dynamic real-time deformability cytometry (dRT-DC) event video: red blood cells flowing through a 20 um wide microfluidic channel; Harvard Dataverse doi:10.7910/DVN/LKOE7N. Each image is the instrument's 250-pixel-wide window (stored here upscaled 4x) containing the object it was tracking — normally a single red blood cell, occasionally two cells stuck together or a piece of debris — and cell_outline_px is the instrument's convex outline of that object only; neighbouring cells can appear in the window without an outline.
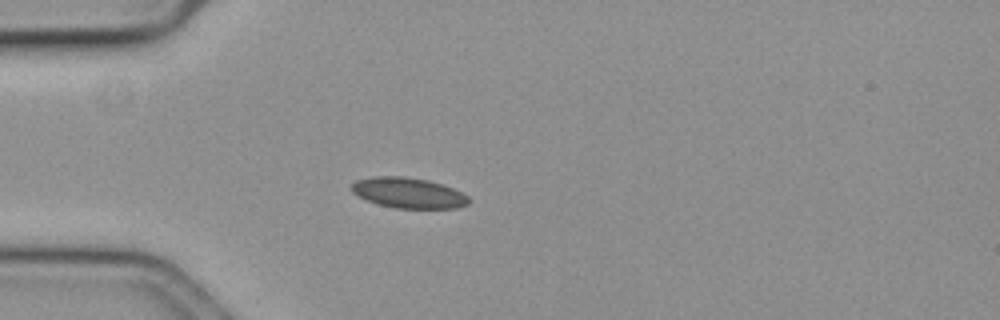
{"species": "common noctule bat (a hibernating species)", "species_latin": "Nyctalus noctula", "temperature_condition": "cold", "stored_images_in_passage": 43, "camera_frame_rate_fps": 3000, "um_per_image_px": 0.085, "animal": {"sex": "female", "body_mass_g": 19.3, "forearm_length_mm": 54.1}, "frame": {"image": 1, "passage_image": 1, "time_ms": 0.0, "image_size_px": [1000, 320], "cell_outline_px": [[472, 200], [468, 204], [456, 208], [396, 208], [376, 204], [352, 192], [348, 188], [356, 180], [372, 176], [404, 176], [428, 180], [444, 184], [468, 196]], "centroid_in_image_um": [34.71, 16.39], "position_along_channel_um": 50.3, "area_um2": 20.98}}
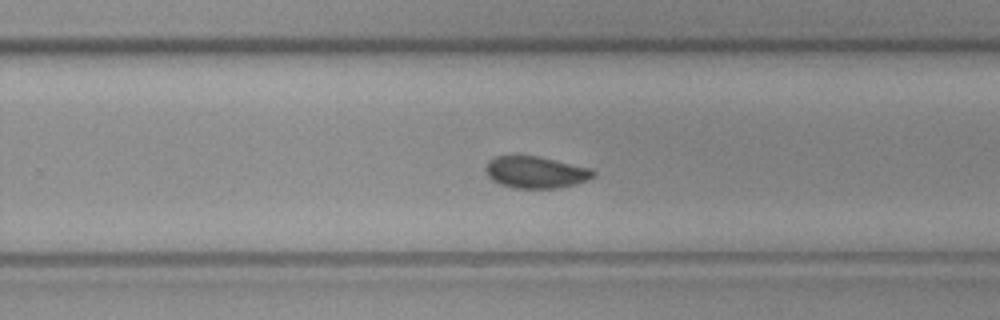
{"frame": {"image": 2, "passage_image": 22, "time_ms": 7.0, "image_size_px": [1000, 320], "cell_outline_px": [[596, 176], [588, 180], [576, 184], [560, 188], [512, 188], [500, 184], [492, 180], [488, 176], [484, 168], [488, 160], [496, 156], [536, 156], [592, 168], [596, 172]], "centroid_in_image_um": [45.55, 14.65], "position_along_channel_um": 284.3, "area_um2": 20.11}}
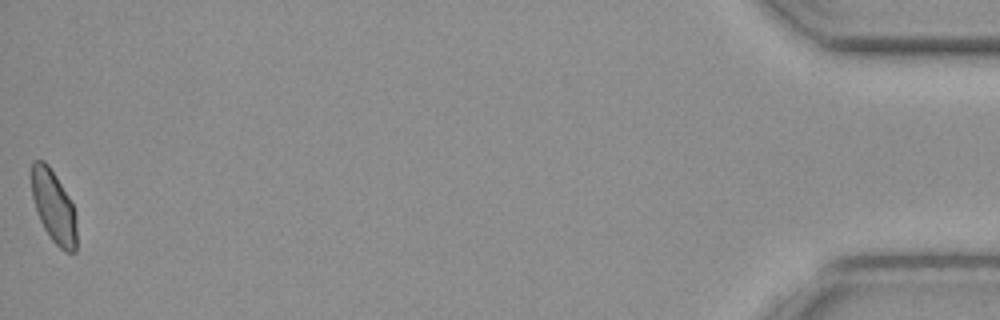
{"frame": {"image": 3, "passage_image": 43, "time_ms": 14.0, "image_size_px": [1000, 320], "cell_outline_px": [[76, 252], [64, 252], [52, 240], [44, 228], [36, 212], [32, 196], [32, 160], [44, 160], [48, 164], [56, 176], [68, 196], [72, 204], [76, 216]], "centroid_in_image_um": [4.56, 17.57], "position_along_channel_um": 430.6, "area_um2": 18.96}, "authors_computed_cell_mechanics": {"area_um2": 20.1722, "velocity_mm_per_s": 3.5531, "shape_relaxation_time_tau1_ms": null, "shape_relaxation_time_tau2_ms": 1.1062, "deformation_change_tau1": null, "deformation_change_tau2": 0.0318}}